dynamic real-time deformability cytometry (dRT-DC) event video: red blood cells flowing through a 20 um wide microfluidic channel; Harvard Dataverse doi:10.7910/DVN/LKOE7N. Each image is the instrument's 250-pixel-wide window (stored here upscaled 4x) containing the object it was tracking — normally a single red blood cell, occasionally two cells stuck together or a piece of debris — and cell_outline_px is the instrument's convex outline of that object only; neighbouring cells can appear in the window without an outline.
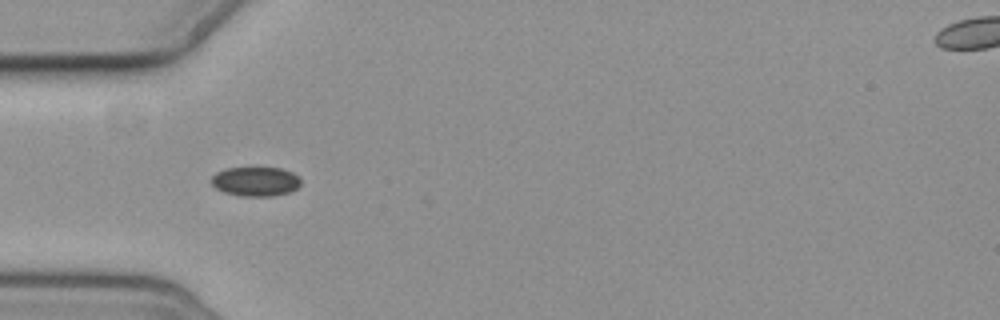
{"species": "common noctule bat (a hibernating species)", "species_latin": "Nyctalus noctula", "temperature_condition": "cold", "stored_images_in_passage": 6, "camera_frame_rate_fps": 3000, "um_per_image_px": 0.085, "animal": {"sex": "female", "body_mass_g": 19.3, "forearm_length_mm": 54.1}, "frame": {"image": 1, "passage_image": 5, "time_ms": 5.333, "image_size_px": [1000, 320], "cell_outline_px": [[300, 184], [296, 188], [288, 192], [272, 196], [240, 196], [224, 192], [216, 188], [212, 184], [212, 176], [216, 172], [228, 168], [252, 164], [280, 168], [292, 172], [300, 176]], "centroid_in_image_um": [21.72, 15.36], "position_along_channel_um": 63.3, "area_um2": 15.95}}
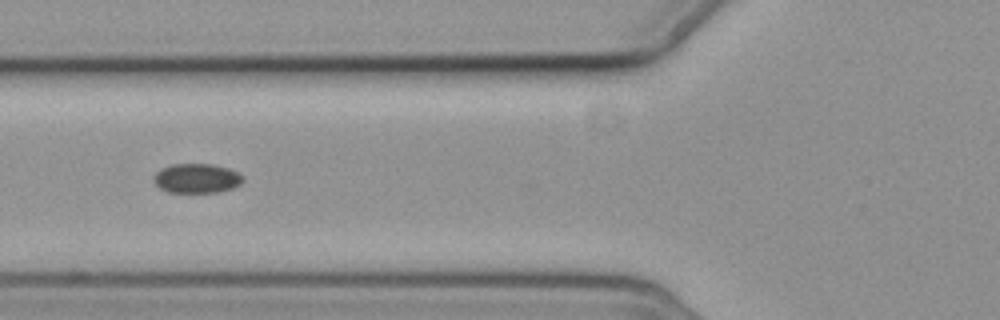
{"frame": {"image": 2, "passage_image": 6, "time_ms": 6.667, "image_size_px": [1000, 320], "cell_outline_px": [[244, 180], [240, 184], [232, 188], [220, 192], [168, 192], [160, 188], [152, 180], [152, 176], [160, 168], [172, 164], [212, 164], [228, 168], [240, 172], [244, 176]], "centroid_in_image_um": [16.72, 15.15], "position_along_channel_um": 109.1, "area_um2": 15.55}}